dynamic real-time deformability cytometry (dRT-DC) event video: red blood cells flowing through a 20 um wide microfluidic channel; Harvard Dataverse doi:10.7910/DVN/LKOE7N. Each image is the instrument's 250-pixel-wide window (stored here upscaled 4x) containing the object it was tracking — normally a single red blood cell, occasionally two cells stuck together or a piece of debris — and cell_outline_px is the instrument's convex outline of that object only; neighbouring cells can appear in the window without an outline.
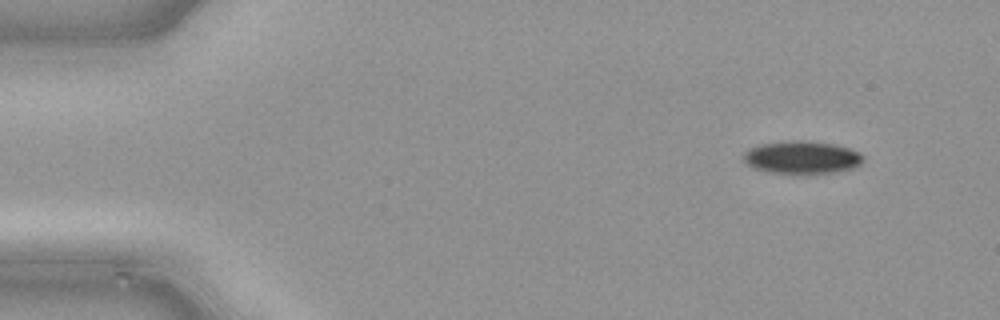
{"species": "common noctule bat (a hibernating species)", "species_latin": "Nyctalus noctula", "temperature_condition": "cold", "stored_images_in_passage": 44, "camera_frame_rate_fps": 3000, "um_per_image_px": 0.085, "animal": {"sex": "male", "body_mass_g": 21.5, "forearm_length_mm": 52.0}, "frame": {"image": 1, "passage_image": 1, "time_ms": 0.0, "image_size_px": [1000, 320], "cell_outline_px": [[864, 160], [860, 164], [852, 168], [836, 172], [772, 172], [756, 168], [748, 164], [744, 160], [744, 152], [748, 148], [760, 144], [784, 140], [804, 140], [832, 144], [848, 148], [860, 152], [864, 156]], "centroid_in_image_um": [68.17, 13.34], "position_along_channel_um": 16.8, "area_um2": 22.48}}
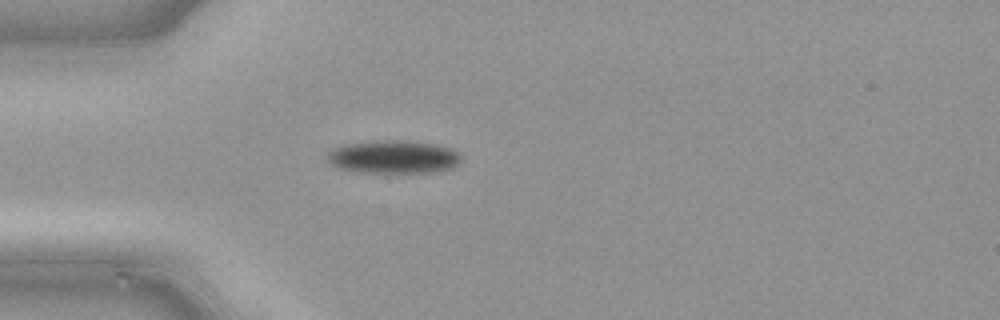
{"frame": {"image": 2, "passage_image": 10, "time_ms": 3.0, "image_size_px": [1000, 320], "cell_outline_px": [[460, 160], [452, 168], [432, 172], [360, 172], [336, 168], [328, 160], [328, 152], [332, 148], [344, 144], [376, 140], [404, 140], [440, 144], [452, 148], [460, 156]], "centroid_in_image_um": [33.43, 13.32], "position_along_channel_um": 51.6, "area_um2": 25.95}}
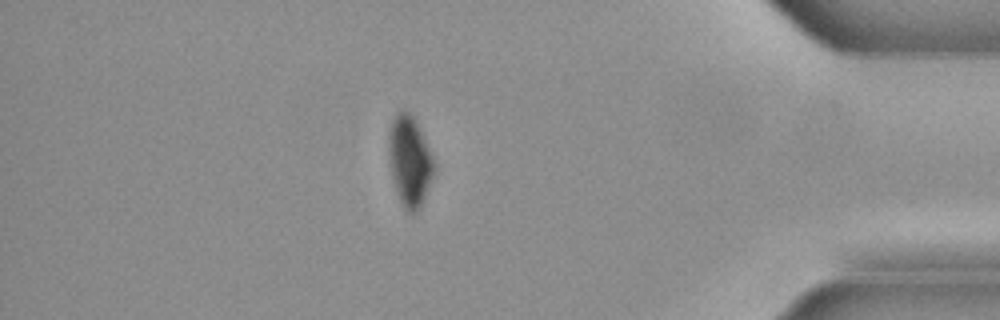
{"frame": {"image": 3, "passage_image": 38, "time_ms": 12.333, "image_size_px": [1000, 320], "cell_outline_px": [[436, 168], [424, 196], [416, 212], [408, 212], [404, 208], [396, 192], [392, 176], [388, 152], [388, 128], [396, 112], [404, 108], [416, 120], [420, 128], [436, 164]], "centroid_in_image_um": [34.8, 13.61], "position_along_channel_um": 400.4, "area_um2": 23.87}}